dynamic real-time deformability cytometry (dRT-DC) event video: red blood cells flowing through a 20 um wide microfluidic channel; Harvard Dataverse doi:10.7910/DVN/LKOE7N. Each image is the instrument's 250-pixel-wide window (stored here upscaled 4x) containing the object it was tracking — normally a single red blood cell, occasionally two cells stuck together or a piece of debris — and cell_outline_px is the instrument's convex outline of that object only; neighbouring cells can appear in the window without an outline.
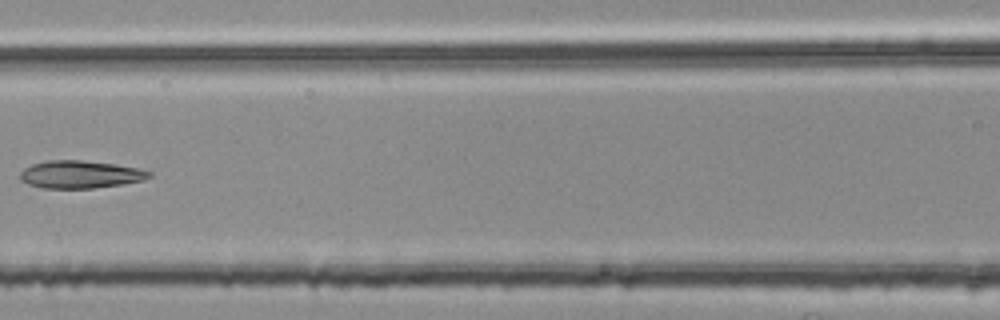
{"species": "common noctule bat (a hibernating species)", "species_latin": "Nyctalus noctula", "temperature_condition": "room temperature", "stored_images_in_passage": 7, "segment_of_instrument_passage": [2, 3], "camera_frame_rate_fps": 3000, "um_per_image_px": 0.085, "animal": {"sex": "female", "body_mass_g": 25.1}, "frame": {"image": 1, "passage_image": 6, "time_ms": 1.667, "image_size_px": [1000, 320], "cell_outline_px": [[152, 176], [144, 180], [124, 184], [92, 188], [44, 188], [28, 184], [20, 180], [20, 172], [24, 168], [32, 164], [48, 160], [80, 160], [116, 164], [136, 168], [152, 172]], "centroid_in_image_um": [6.82, 14.82], "position_along_channel_um": 159.8, "area_um2": 20.81}}